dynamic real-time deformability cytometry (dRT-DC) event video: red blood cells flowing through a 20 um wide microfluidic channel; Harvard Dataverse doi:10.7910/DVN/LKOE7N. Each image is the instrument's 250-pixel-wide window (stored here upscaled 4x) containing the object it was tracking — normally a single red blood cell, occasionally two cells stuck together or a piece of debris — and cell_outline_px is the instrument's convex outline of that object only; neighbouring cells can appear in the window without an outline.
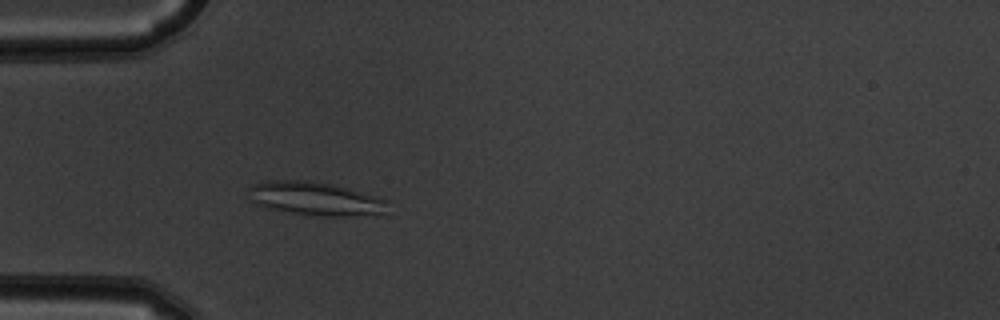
{"species": "common noctule bat (a hibernating species)", "species_latin": "Nyctalus noctula", "temperature_condition": "warm", "stored_images_in_passage": 53, "camera_frame_rate_fps": 3000, "um_per_image_px": 0.085, "animal": {"sex": "male", "body_mass_g": 19.5, "forearm_length_mm": 54.6}, "frame": {"image": 1, "passage_image": 16, "time_ms": 5.0, "image_size_px": [1000, 320], "cell_outline_px": [[388, 216], [320, 216], [292, 212], [268, 208], [256, 204], [252, 200], [248, 188], [252, 184], [268, 180], [308, 180], [332, 184], [348, 188], [388, 200]], "centroid_in_image_um": [26.91, 16.9], "position_along_channel_um": 58.1, "area_um2": 27.57}}
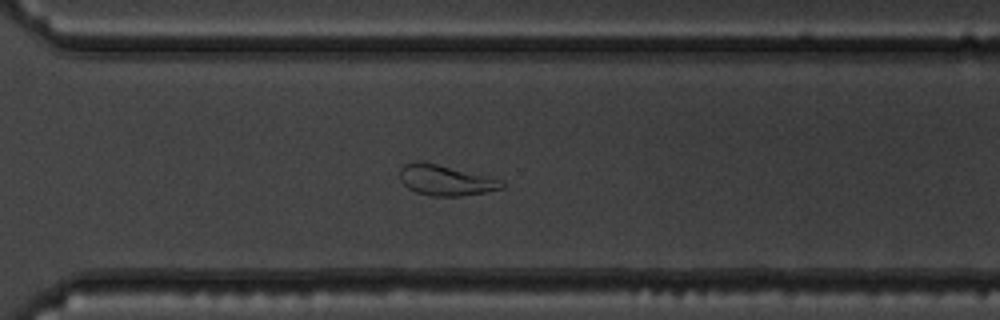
{"frame": {"image": 2, "passage_image": 38, "time_ms": 12.333, "image_size_px": [1000, 320], "cell_outline_px": [[504, 188], [484, 192], [460, 196], [432, 196], [416, 192], [408, 188], [400, 180], [400, 168], [404, 164], [416, 160], [420, 160], [504, 180]], "centroid_in_image_um": [37.86, 15.31], "position_along_channel_um": 332.7, "area_um2": 18.15}}
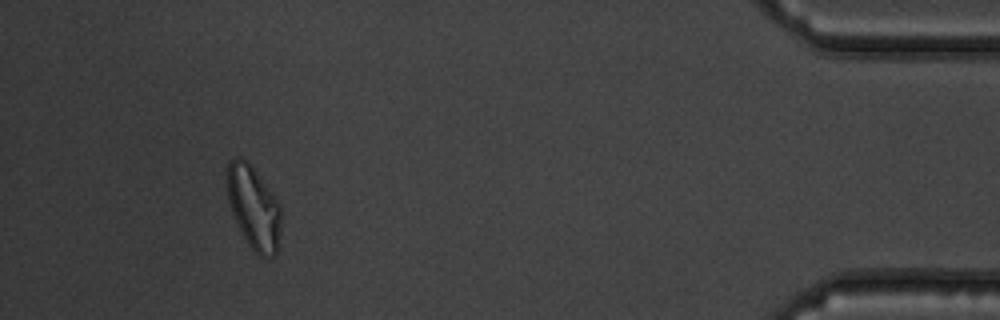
{"frame": {"image": 3, "passage_image": 49, "time_ms": 16.0, "image_size_px": [1000, 320], "cell_outline_px": [[280, 236], [276, 256], [260, 256], [248, 244], [232, 212], [228, 200], [228, 164], [236, 156], [240, 156], [248, 160], [252, 164], [272, 192], [280, 204]], "centroid_in_image_um": [21.59, 17.61], "position_along_channel_um": 413.6, "area_um2": 25.95}, "authors_computed_cell_mechanics": {"area_um2": 24.276, "velocity_mm_per_s": 3.8175, "shape_relaxation_time_tau1_ms": null, "shape_relaxation_time_tau2_ms": 4.4817, "deformation_change_tau1": null, "deformation_change_tau2": 0.1092}}